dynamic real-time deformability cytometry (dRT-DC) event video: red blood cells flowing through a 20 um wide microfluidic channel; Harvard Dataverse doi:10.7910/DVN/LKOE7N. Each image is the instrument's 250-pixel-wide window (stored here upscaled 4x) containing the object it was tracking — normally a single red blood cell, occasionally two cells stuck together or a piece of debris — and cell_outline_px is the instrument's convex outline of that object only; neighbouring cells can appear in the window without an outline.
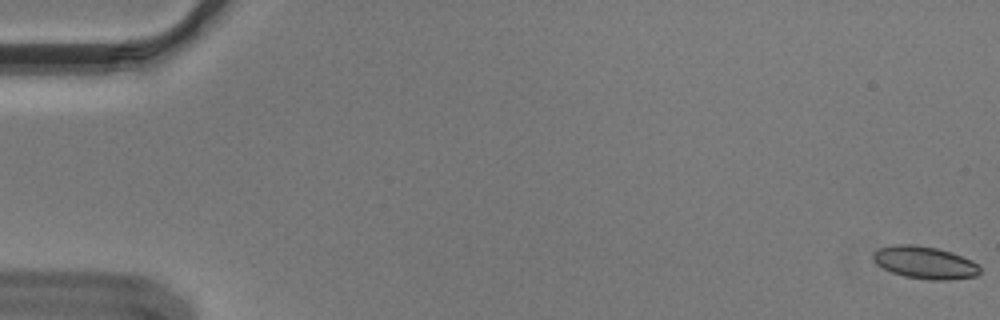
{"species": "Egyptian fruit bat (a non-hibernating species)", "species_latin": "Rousettus aegyptiacus", "temperature_condition": "cold", "stored_images_in_passage": 8, "camera_frame_rate_fps": 3000, "um_per_image_px": 0.085, "animal": {"sex": "male"}, "frame": {"image": 1, "passage_image": 1, "time_ms": 0.0, "image_size_px": [1000, 320], "cell_outline_px": [[980, 272], [976, 276], [948, 280], [928, 280], [904, 276], [892, 272], [876, 264], [872, 260], [872, 252], [880, 248], [896, 244], [912, 244], [936, 248], [952, 252], [972, 260], [980, 268]], "centroid_in_image_um": [78.59, 22.32], "position_along_channel_um": 6.4, "area_um2": 20.23}}